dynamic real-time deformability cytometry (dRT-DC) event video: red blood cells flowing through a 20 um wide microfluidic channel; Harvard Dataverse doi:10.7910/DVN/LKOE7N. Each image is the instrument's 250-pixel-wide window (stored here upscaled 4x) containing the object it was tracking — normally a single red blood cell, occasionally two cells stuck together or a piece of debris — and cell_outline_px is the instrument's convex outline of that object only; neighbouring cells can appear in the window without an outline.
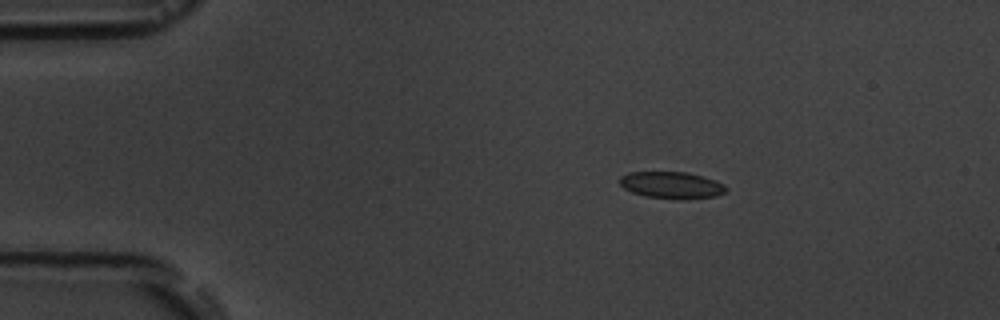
{"species": "common noctule bat (a hibernating species)", "species_latin": "Nyctalus noctula", "temperature_condition": "room temperature", "stored_images_in_passage": 5, "segment_of_instrument_passage": [1, 2], "camera_frame_rate_fps": 3000, "um_per_image_px": 0.085, "animal": {"sex": "male", "body_mass_g": 19.5, "forearm_length_mm": 54.6}, "frame": {"image": 1, "passage_image": 2, "time_ms": 2.0, "image_size_px": [1000, 320], "cell_outline_px": [[728, 188], [724, 192], [716, 196], [644, 196], [632, 192], [624, 188], [620, 184], [620, 176], [628, 172], [684, 172], [716, 180], [724, 184]], "centroid_in_image_um": [57.03, 15.67], "position_along_channel_um": 28.0, "area_um2": 15.61}}